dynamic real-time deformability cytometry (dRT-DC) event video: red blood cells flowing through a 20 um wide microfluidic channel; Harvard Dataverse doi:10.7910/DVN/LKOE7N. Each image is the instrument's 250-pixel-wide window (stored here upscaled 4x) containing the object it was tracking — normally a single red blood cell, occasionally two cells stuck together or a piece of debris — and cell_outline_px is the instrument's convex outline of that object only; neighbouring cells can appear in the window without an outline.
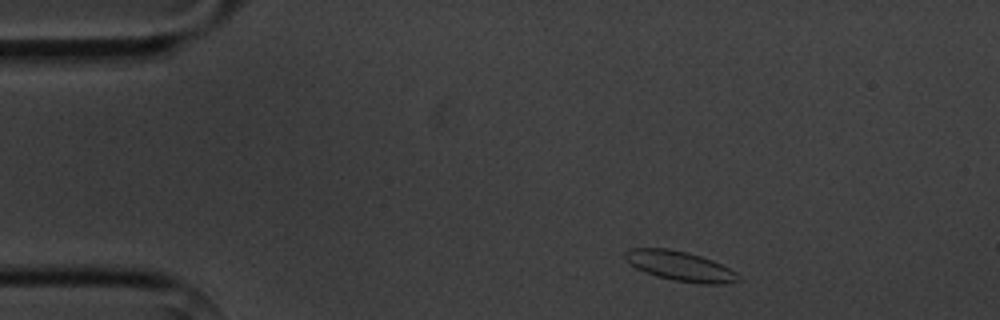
{"species": "common noctule bat (a hibernating species)", "species_latin": "Nyctalus noctula", "temperature_condition": "cold", "stored_images_in_passage": 3, "camera_frame_rate_fps": 3000, "um_per_image_px": 0.085, "animal": {"sex": "male", "body_mass_g": 20.1, "forearm_length_mm": 53.5}, "frame": {"image": 1, "passage_image": 1, "time_ms": 0.0, "image_size_px": [1000, 320], "cell_outline_px": [[740, 280], [724, 284], [700, 284], [676, 280], [656, 276], [644, 272], [636, 268], [624, 260], [624, 252], [628, 248], [668, 248], [688, 252], [712, 260], [736, 272], [740, 276]], "centroid_in_image_um": [57.77, 22.61], "position_along_channel_um": 27.2, "area_um2": 19.71}}